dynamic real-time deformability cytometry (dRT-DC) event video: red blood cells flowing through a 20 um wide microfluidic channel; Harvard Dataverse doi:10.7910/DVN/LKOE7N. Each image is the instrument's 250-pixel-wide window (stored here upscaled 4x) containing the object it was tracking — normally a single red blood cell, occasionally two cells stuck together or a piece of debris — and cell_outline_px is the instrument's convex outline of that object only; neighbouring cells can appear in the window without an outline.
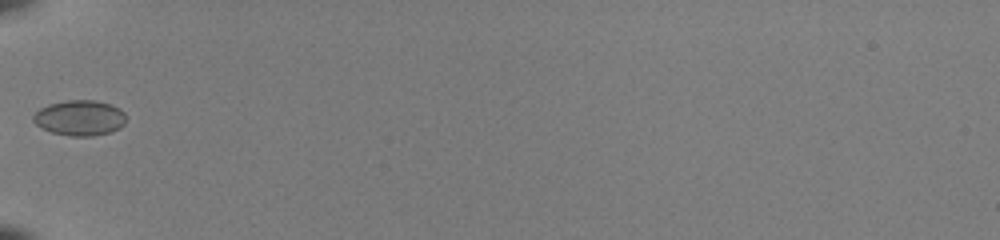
{"species": "common noctule bat (a hibernating species)", "species_latin": "Nyctalus noctula", "temperature_condition": "room temperature", "stored_images_in_passage": 9, "camera_frame_rate_fps": 3000, "um_per_image_px": 0.085, "animal": {"sex": "female", "body_mass_g": 22.0, "forearm_length_mm": 56.7}, "frame": {"image": 1, "passage_image": 1, "time_ms": 0.0, "image_size_px": [1000, 240], "cell_outline_px": [[124, 124], [120, 128], [108, 132], [92, 136], [72, 136], [52, 132], [40, 128], [32, 120], [32, 116], [40, 108], [48, 104], [68, 100], [96, 100], [120, 108], [124, 112]], "centroid_in_image_um": [6.75, 10.01], "position_along_channel_um": 78.3, "area_um2": 19.07}}
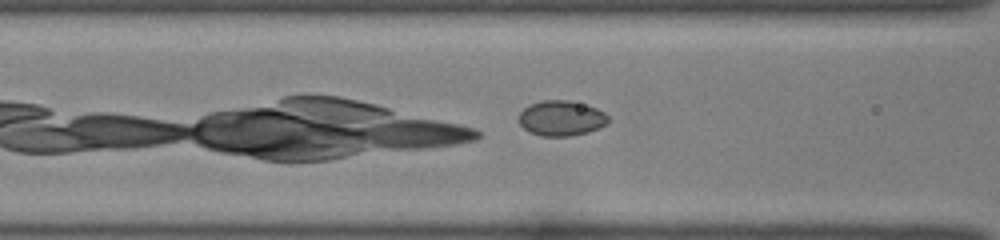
{"frame": {"image": 2, "passage_image": 4, "time_ms": 1.0, "image_size_px": [1000, 240], "cell_outline_px": [[608, 124], [588, 132], [568, 136], [540, 136], [528, 132], [520, 124], [520, 112], [528, 104], [540, 100], [568, 100], [596, 108], [604, 112], [608, 116]], "centroid_in_image_um": [47.69, 10.05], "position_along_channel_um": 118.9, "area_um2": 18.38}}